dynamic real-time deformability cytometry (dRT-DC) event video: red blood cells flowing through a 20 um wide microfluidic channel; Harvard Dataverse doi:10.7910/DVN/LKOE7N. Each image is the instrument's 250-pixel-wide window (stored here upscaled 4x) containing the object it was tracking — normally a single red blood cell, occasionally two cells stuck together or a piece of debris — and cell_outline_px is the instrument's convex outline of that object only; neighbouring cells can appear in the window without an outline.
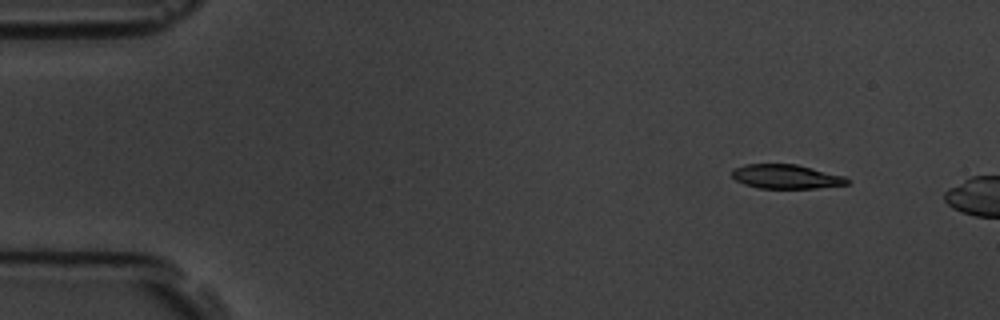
{"species": "common noctule bat (a hibernating species)", "species_latin": "Nyctalus noctula", "temperature_condition": "room temperature", "stored_images_in_passage": 2, "camera_frame_rate_fps": 3000, "um_per_image_px": 0.085, "animal": {"sex": "male", "body_mass_g": 19.5, "forearm_length_mm": 54.6}, "frame": {"image": 1, "passage_image": 1, "time_ms": 0.0, "image_size_px": [1000, 320], "cell_outline_px": [[848, 184], [816, 188], [760, 188], [744, 184], [736, 180], [732, 176], [732, 168], [744, 164], [796, 164], [844, 176], [848, 180]], "centroid_in_image_um": [66.77, 15.0], "position_along_channel_um": 18.2, "area_um2": 16.13}}